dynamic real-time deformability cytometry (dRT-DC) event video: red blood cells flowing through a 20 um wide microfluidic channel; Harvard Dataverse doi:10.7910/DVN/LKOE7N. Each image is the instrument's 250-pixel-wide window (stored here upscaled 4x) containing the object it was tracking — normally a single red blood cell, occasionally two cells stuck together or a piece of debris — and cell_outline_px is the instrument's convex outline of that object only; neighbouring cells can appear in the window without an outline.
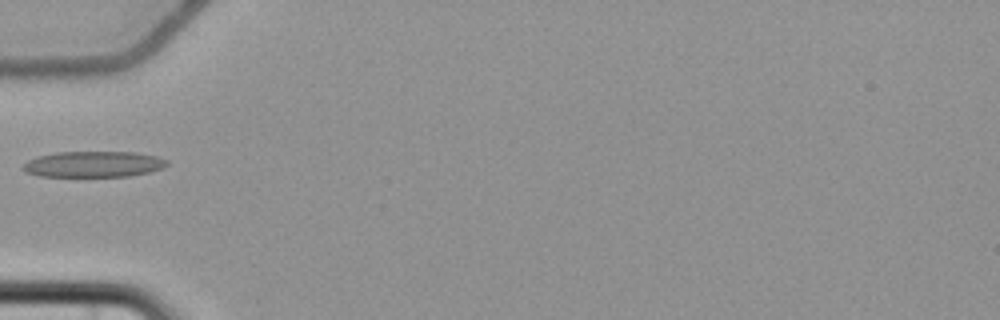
{"species": "common noctule bat (a hibernating species)", "species_latin": "Nyctalus noctula", "temperature_condition": "cold", "stored_images_in_passage": 2, "camera_frame_rate_fps": 3000, "um_per_image_px": 0.085, "animal": {"sex": "female", "body_mass_g": 22.7, "forearm_length_mm": 54.2}, "frame": {"image": 1, "passage_image": 1, "time_ms": 0.0, "image_size_px": [1000, 320], "cell_outline_px": [[168, 164], [164, 168], [148, 172], [128, 176], [40, 176], [24, 172], [20, 168], [28, 160], [36, 156], [56, 152], [136, 152], [156, 156], [168, 160]], "centroid_in_image_um": [7.92, 13.95], "position_along_channel_um": 77.1, "area_um2": 21.85}}
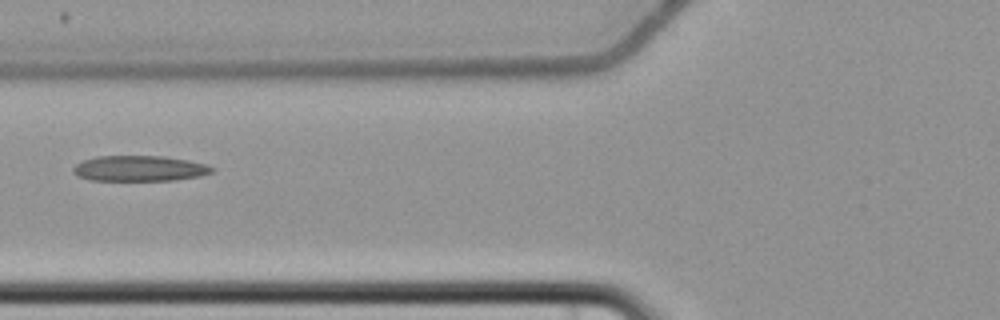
{"frame": {"image": 2, "passage_image": 2, "time_ms": 1.0, "image_size_px": [1000, 320], "cell_outline_px": [[216, 168], [212, 172], [200, 176], [176, 180], [88, 180], [76, 176], [72, 172], [72, 168], [76, 164], [84, 160], [96, 156], [164, 156], [188, 160], [208, 164]], "centroid_in_image_um": [11.86, 14.32], "position_along_channel_um": 113.9, "area_um2": 20.87}}